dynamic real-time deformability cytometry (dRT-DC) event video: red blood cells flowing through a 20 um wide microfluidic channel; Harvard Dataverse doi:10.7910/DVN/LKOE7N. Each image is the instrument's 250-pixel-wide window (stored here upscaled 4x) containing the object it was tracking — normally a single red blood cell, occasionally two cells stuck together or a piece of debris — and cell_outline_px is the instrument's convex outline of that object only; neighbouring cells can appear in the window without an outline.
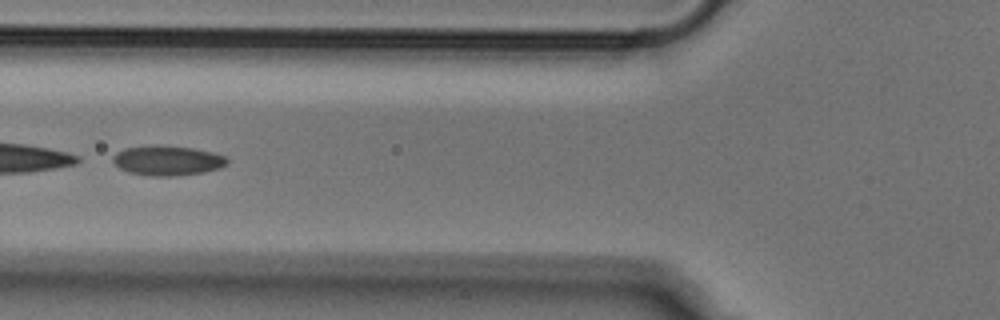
{"species": "Egyptian fruit bat (a non-hibernating species)", "species_latin": "Rousettus aegyptiacus", "temperature_condition": "cold", "stored_images_in_passage": 39, "camera_frame_rate_fps": 3000, "um_per_image_px": 0.085, "animal": {"sex": "male"}, "frame": {"image": 1, "passage_image": 14, "time_ms": 4.333, "image_size_px": [1000, 320], "cell_outline_px": [[228, 164], [220, 168], [204, 172], [172, 176], [152, 176], [128, 172], [120, 168], [112, 160], [112, 156], [116, 152], [124, 148], [156, 144], [192, 148], [212, 152], [224, 156], [228, 160]], "centroid_in_image_um": [14.22, 13.63], "position_along_channel_um": 111.6, "area_um2": 19.94}}
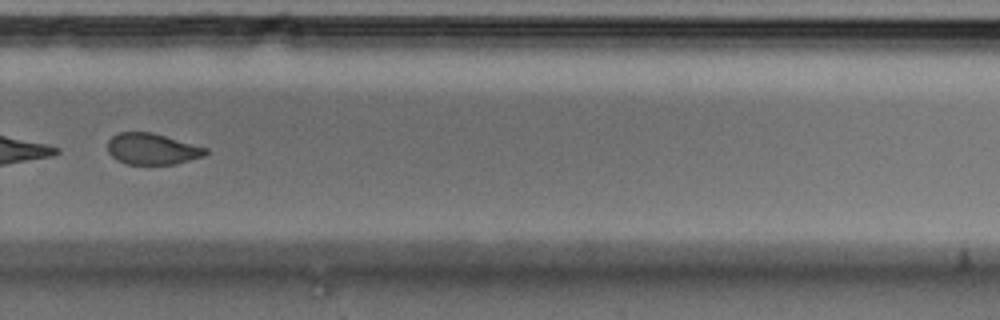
{"frame": {"image": 2, "passage_image": 30, "time_ms": 9.667, "image_size_px": [1000, 320], "cell_outline_px": [[208, 152], [204, 156], [176, 164], [128, 164], [116, 160], [108, 152], [108, 140], [112, 136], [120, 132], [152, 132], [208, 148]], "centroid_in_image_um": [12.94, 12.66], "position_along_channel_um": 316.9, "area_um2": 17.86}}
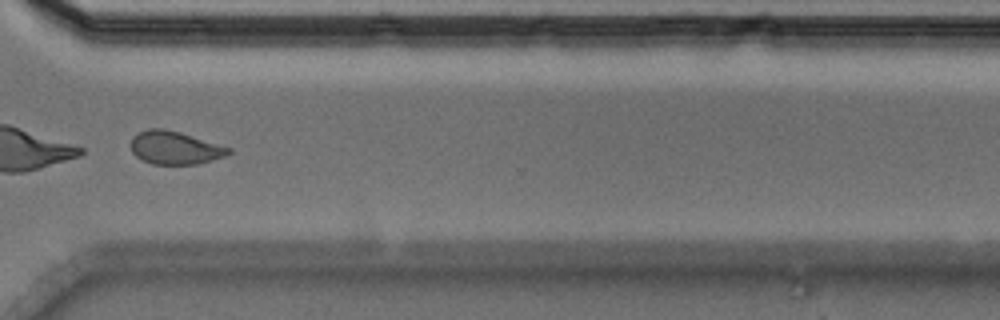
{"frame": {"image": 3, "passage_image": 33, "time_ms": 10.667, "image_size_px": [1000, 320], "cell_outline_px": [[232, 152], [224, 156], [200, 164], [152, 164], [136, 156], [132, 152], [132, 136], [148, 128], [164, 128], [180, 132], [232, 148]], "centroid_in_image_um": [14.88, 12.56], "position_along_channel_um": 355.7, "area_um2": 18.79}}